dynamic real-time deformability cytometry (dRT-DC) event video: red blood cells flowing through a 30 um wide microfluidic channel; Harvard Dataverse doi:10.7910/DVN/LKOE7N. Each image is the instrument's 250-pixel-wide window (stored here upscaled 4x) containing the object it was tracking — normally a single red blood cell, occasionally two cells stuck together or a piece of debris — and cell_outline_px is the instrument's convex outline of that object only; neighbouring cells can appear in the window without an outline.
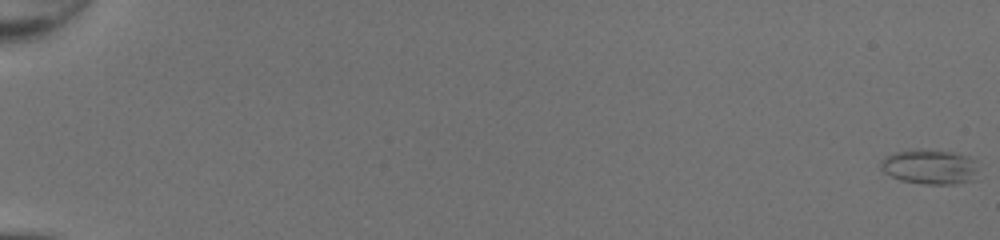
{"species": "common noctule bat (a hibernating species)", "species_latin": "Nyctalus noctula", "temperature_condition": "room temperature", "stored_images_in_passage": 51, "camera_frame_rate_fps": 3000, "um_per_image_px": 0.085, "animal": {"sex": "female", "body_mass_g": 20.0, "forearm_length_mm": 54.0}, "frame": {"image": 1, "passage_image": 1, "time_ms": 0.0, "image_size_px": [1000, 240], "cell_outline_px": [[976, 180], [956, 184], [928, 184], [900, 180], [884, 172], [880, 168], [880, 160], [884, 156], [896, 152], [920, 148], [952, 152], [968, 156], [976, 160]], "centroid_in_image_um": [79.03, 14.17], "position_along_channel_um": 6.0, "area_um2": 20.06}}
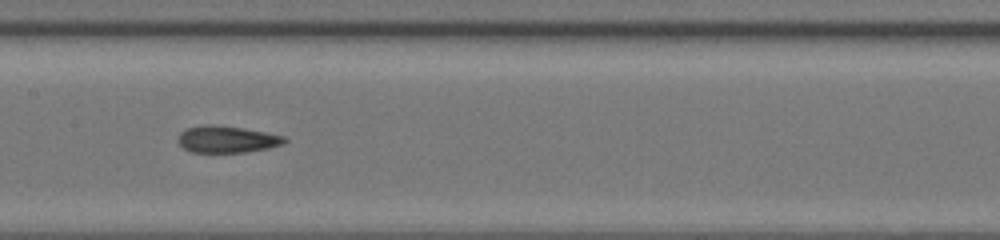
{"frame": {"image": 2, "passage_image": 29, "time_ms": 9.333, "image_size_px": [1000, 240], "cell_outline_px": [[288, 140], [284, 144], [268, 148], [244, 152], [192, 152], [184, 148], [176, 140], [180, 132], [188, 128], [204, 124], [208, 124], [244, 128], [284, 136]], "centroid_in_image_um": [19.28, 11.84], "position_along_channel_um": 188.1, "area_um2": 16.59}}
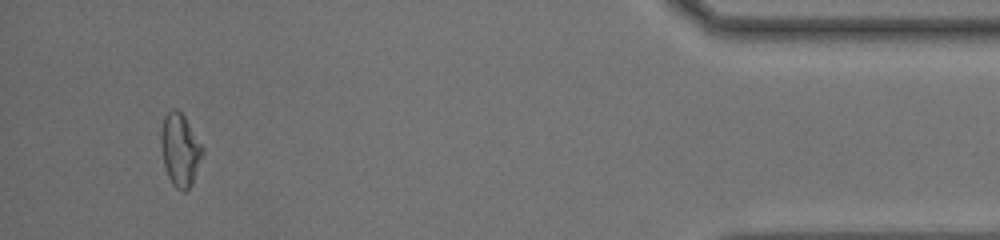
{"frame": {"image": 3, "passage_image": 49, "time_ms": 16.0, "image_size_px": [1000, 240], "cell_outline_px": [[204, 152], [192, 184], [184, 192], [176, 188], [172, 184], [168, 176], [164, 164], [160, 144], [160, 132], [164, 116], [172, 108], [176, 108], [184, 116], [204, 148]], "centroid_in_image_um": [15.3, 12.73], "position_along_channel_um": 419.9, "area_um2": 17.63}, "authors_computed_cell_mechanics": {"area_um2": 17.34, "velocity_mm_per_s": 4.3468, "shape_relaxation_time_tau1_ms": null, "shape_relaxation_time_tau2_ms": 2.3818, "deformation_change_tau1": null, "deformation_change_tau2": 0.0961}}